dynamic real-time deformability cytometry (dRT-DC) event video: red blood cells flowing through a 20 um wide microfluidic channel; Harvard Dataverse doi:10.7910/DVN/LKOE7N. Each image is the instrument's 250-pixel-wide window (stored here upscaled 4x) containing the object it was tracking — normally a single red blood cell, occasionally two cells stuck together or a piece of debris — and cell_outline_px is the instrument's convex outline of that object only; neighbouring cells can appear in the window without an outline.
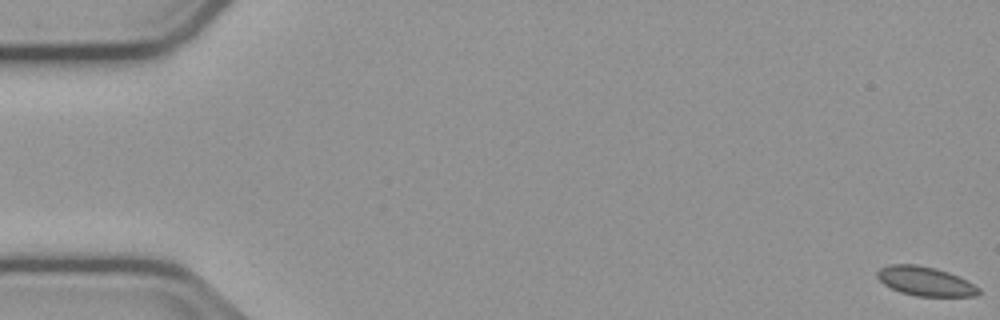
{"species": "common noctule bat (a hibernating species)", "species_latin": "Nyctalus noctula", "temperature_condition": "cold", "stored_images_in_passage": 57, "segment_of_instrument_passage": [1, 2], "camera_frame_rate_fps": 3000, "um_per_image_px": 0.085, "animal": {"sex": "male", "body_mass_g": 23.1, "forearm_length_mm": 52.7}, "frame": {"image": 1, "passage_image": 1, "time_ms": 0.0, "image_size_px": [1000, 320], "cell_outline_px": [[980, 292], [976, 296], [916, 296], [900, 292], [884, 284], [876, 276], [876, 272], [880, 268], [888, 264], [916, 264], [936, 268], [948, 272], [980, 288]], "centroid_in_image_um": [78.6, 23.9], "position_along_channel_um": 6.4, "area_um2": 17.11}}
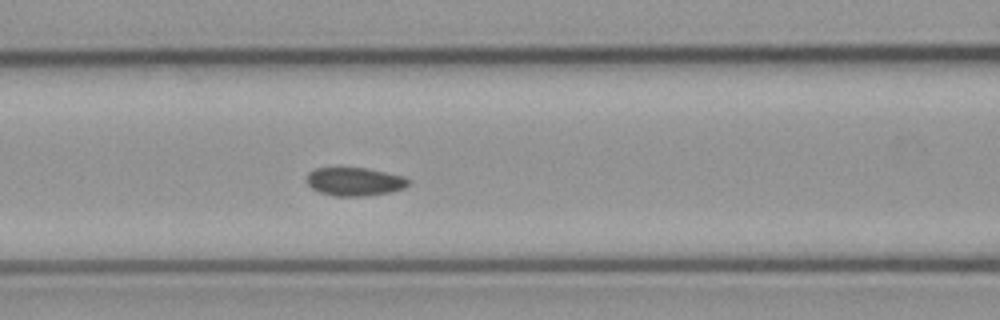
{"frame": {"image": 2, "passage_image": 24, "time_ms": 7.667, "image_size_px": [1000, 320], "cell_outline_px": [[412, 180], [404, 188], [392, 192], [364, 196], [336, 196], [320, 192], [312, 188], [304, 180], [308, 172], [316, 168], [368, 168], [404, 176]], "centroid_in_image_um": [30.15, 15.43], "position_along_channel_um": 136.4, "area_um2": 16.99}}
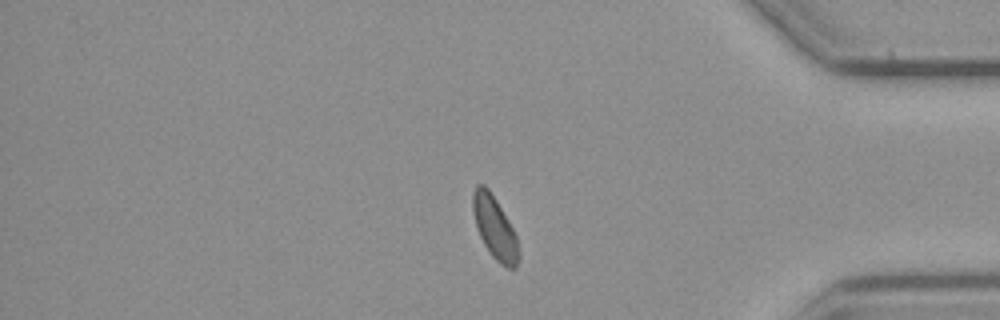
{"frame": {"image": 3, "passage_image": 47, "time_ms": 15.333, "image_size_px": [1000, 320], "cell_outline_px": [[520, 260], [516, 268], [508, 268], [500, 264], [492, 256], [484, 244], [480, 236], [472, 212], [472, 192], [476, 184], [484, 184], [488, 188], [496, 200], [512, 228], [516, 236], [520, 256]], "centroid_in_image_um": [42.04, 19.36], "position_along_channel_um": 393.2, "area_um2": 16.65}}